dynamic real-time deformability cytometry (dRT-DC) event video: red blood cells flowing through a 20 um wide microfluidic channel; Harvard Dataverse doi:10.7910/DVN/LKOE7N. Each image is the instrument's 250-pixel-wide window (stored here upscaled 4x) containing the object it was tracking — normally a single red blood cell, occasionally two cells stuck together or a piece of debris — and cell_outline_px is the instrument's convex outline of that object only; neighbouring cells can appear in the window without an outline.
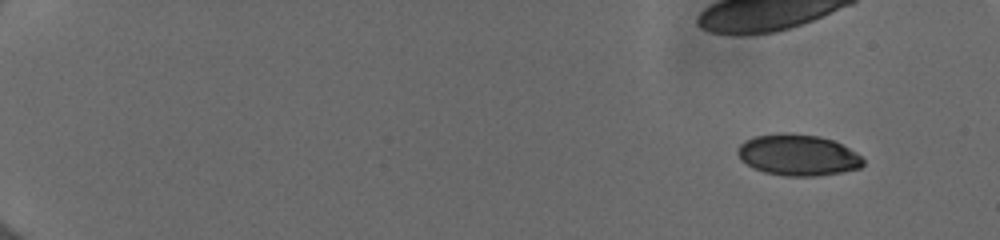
{"species": "human", "species_latin": "Homo sapiens", "temperature_condition": "cold", "stored_images_in_passage": 49, "camera_frame_rate_fps": 3000, "um_per_image_px": 0.085, "donor": {"sex": "female"}, "frame": {"image": 1, "passage_image": 1, "time_ms": 0.0, "image_size_px": [1000, 240], "cell_outline_px": [[864, 164], [860, 168], [840, 172], [816, 176], [784, 176], [764, 172], [752, 168], [740, 160], [736, 152], [740, 144], [744, 140], [756, 136], [780, 132], [784, 132], [820, 136], [832, 140], [856, 152], [864, 160]], "centroid_in_image_um": [67.78, 13.18], "position_along_channel_um": 17.2, "area_um2": 30.29}}